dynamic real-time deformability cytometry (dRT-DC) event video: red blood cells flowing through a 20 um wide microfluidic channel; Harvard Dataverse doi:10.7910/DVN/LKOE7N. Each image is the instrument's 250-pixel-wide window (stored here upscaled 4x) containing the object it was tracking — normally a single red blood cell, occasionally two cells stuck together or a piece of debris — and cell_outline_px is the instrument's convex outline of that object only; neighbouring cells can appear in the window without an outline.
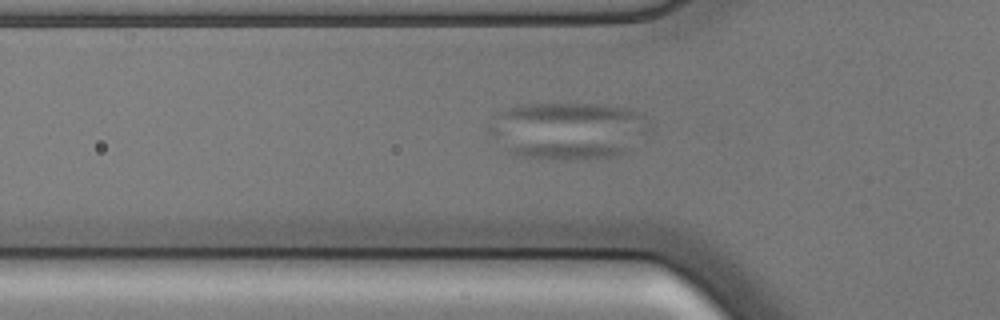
{"species": "common noctule bat (a hibernating species)", "species_latin": "Nyctalus noctula", "temperature_condition": "cold", "stored_images_in_passage": 40, "camera_frame_rate_fps": 3000, "um_per_image_px": 0.085, "animal": {"sex": "male", "body_mass_g": 17.9, "forearm_length_mm": 54.2}, "frame": {"image": 1, "passage_image": 9, "time_ms": 2.667, "image_size_px": [1000, 320], "cell_outline_px": [[628, 152], [616, 156], [580, 160], [540, 160], [516, 156], [508, 152], [504, 148], [504, 144], [600, 144], [628, 148]], "centroid_in_image_um": [47.97, 12.86], "position_along_channel_um": 77.8, "area_um2": 11.91}}